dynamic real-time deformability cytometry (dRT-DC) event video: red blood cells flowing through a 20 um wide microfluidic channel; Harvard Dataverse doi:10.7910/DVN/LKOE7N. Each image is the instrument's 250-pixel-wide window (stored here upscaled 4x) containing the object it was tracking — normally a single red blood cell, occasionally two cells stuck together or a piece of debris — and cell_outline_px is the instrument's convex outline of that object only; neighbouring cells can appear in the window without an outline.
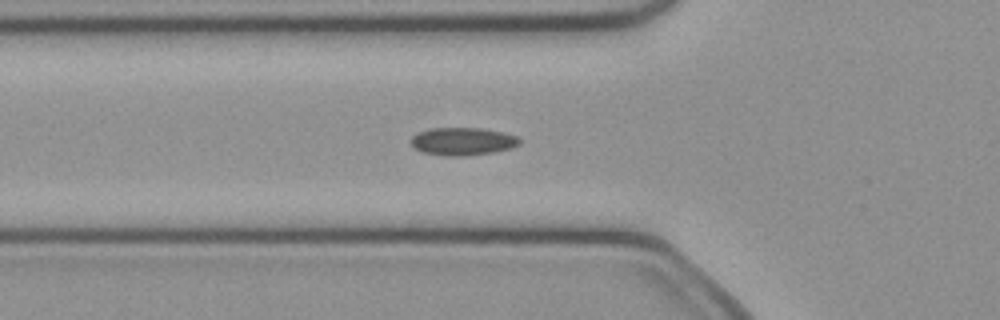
{"species": "common noctule bat (a hibernating species)", "species_latin": "Nyctalus noctula", "temperature_condition": "cold", "stored_images_in_passage": 44, "camera_frame_rate_fps": 3000, "um_per_image_px": 0.085, "animal": {"sex": "female", "body_mass_g": 21.9}, "frame": {"image": 1, "passage_image": 17, "time_ms": 5.333, "image_size_px": [1000, 320], "cell_outline_px": [[520, 144], [512, 148], [496, 152], [460, 156], [444, 156], [424, 152], [416, 148], [412, 144], [412, 136], [420, 132], [432, 128], [480, 128], [500, 132], [516, 136], [520, 140]], "centroid_in_image_um": [39.36, 12.02], "position_along_channel_um": 86.4, "area_um2": 17.34}}
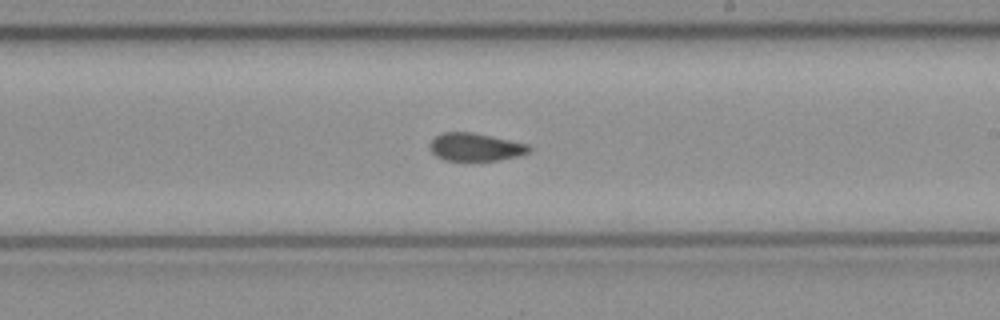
{"frame": {"image": 2, "passage_image": 29, "time_ms": 9.333, "image_size_px": [1000, 320], "cell_outline_px": [[532, 148], [528, 152], [520, 156], [500, 160], [444, 160], [436, 156], [428, 148], [428, 144], [440, 132], [472, 132], [492, 136], [528, 144]], "centroid_in_image_um": [40.39, 12.49], "position_along_channel_um": 248.6, "area_um2": 16.24}}
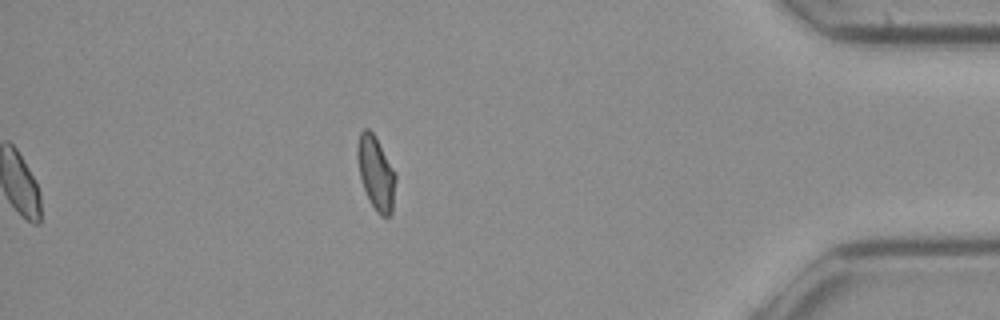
{"frame": {"image": 3, "passage_image": 44, "time_ms": 14.333, "image_size_px": [1000, 320], "cell_outline_px": [[396, 180], [392, 212], [388, 216], [380, 216], [376, 212], [368, 200], [360, 180], [356, 156], [356, 144], [360, 132], [364, 128], [368, 128], [372, 132], [396, 172]], "centroid_in_image_um": [31.93, 14.72], "position_along_channel_um": 403.3, "area_um2": 16.7}, "authors_computed_cell_mechanics": {"area_um2": 16.7909, "velocity_mm_per_s": 4.0262, "shape_relaxation_time_tau1_ms": null, "shape_relaxation_time_tau2_ms": 1.1002, "deformation_change_tau1": null, "deformation_change_tau2": 0.067}}